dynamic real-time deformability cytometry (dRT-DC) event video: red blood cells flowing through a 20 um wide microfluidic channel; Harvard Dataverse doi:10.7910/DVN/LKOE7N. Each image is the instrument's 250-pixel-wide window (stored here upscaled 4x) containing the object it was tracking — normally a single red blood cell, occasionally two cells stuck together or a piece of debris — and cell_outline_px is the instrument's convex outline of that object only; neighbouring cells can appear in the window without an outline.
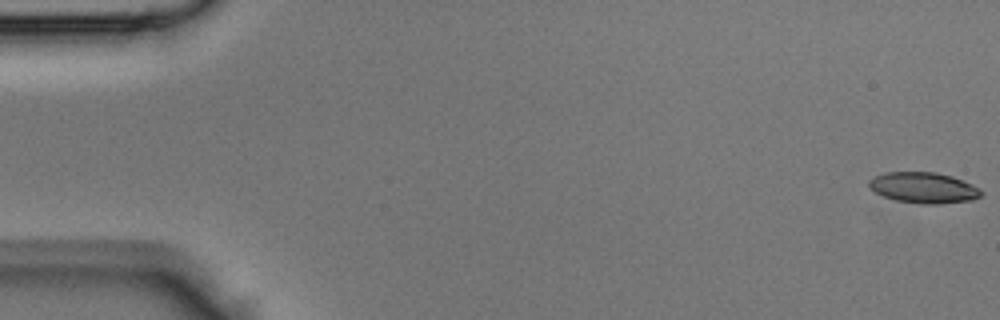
{"species": "Egyptian fruit bat (a non-hibernating species)", "species_latin": "Rousettus aegyptiacus", "temperature_condition": "room temperature", "stored_images_in_passage": 12, "camera_frame_rate_fps": 3000, "um_per_image_px": 0.085, "animal": {"sex": "male"}, "frame": {"image": 1, "passage_image": 1, "time_ms": 0.0, "image_size_px": [1000, 320], "cell_outline_px": [[984, 192], [980, 196], [972, 200], [936, 204], [920, 204], [896, 200], [884, 196], [868, 188], [868, 180], [884, 172], [936, 172], [952, 176], [972, 184], [980, 188]], "centroid_in_image_um": [78.51, 15.95], "position_along_channel_um": 6.5, "area_um2": 20.23}}